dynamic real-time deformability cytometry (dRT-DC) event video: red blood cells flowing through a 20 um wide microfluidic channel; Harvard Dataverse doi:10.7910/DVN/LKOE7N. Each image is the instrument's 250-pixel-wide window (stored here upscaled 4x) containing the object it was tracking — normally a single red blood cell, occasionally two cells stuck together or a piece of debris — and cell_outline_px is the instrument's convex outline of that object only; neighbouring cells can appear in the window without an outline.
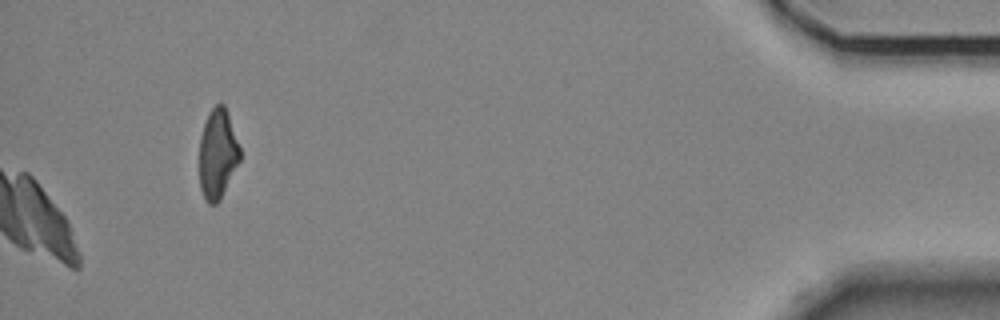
{"species": "Egyptian fruit bat (a non-hibernating species)", "species_latin": "Rousettus aegyptiacus", "temperature_condition": "room temperature", "stored_images_in_passage": 45, "camera_frame_rate_fps": 3000, "um_per_image_px": 0.085, "animal": {"sex": "female"}, "frame": {"image": 1, "passage_image": 45, "time_ms": 14.667, "image_size_px": [1000, 320], "cell_outline_px": [[240, 160], [220, 200], [216, 204], [208, 204], [200, 188], [200, 136], [208, 112], [220, 100], [224, 104], [228, 112], [240, 148]], "centroid_in_image_um": [18.5, 13.04], "position_along_channel_um": 416.7, "area_um2": 21.27}}